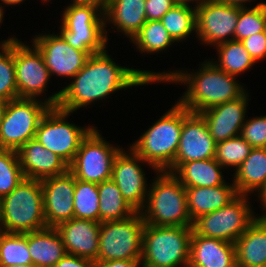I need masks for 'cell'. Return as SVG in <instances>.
Returning a JSON list of instances; mask_svg holds the SVG:
<instances>
[{"instance_id": "obj_7", "label": "cell", "mask_w": 266, "mask_h": 267, "mask_svg": "<svg viewBox=\"0 0 266 267\" xmlns=\"http://www.w3.org/2000/svg\"><path fill=\"white\" fill-rule=\"evenodd\" d=\"M59 34L73 48L96 54L108 48L104 13L93 5L71 1L61 15Z\"/></svg>"}, {"instance_id": "obj_36", "label": "cell", "mask_w": 266, "mask_h": 267, "mask_svg": "<svg viewBox=\"0 0 266 267\" xmlns=\"http://www.w3.org/2000/svg\"><path fill=\"white\" fill-rule=\"evenodd\" d=\"M253 147L241 136L233 137L216 145L215 160L224 169L236 171L243 161L249 156Z\"/></svg>"}, {"instance_id": "obj_39", "label": "cell", "mask_w": 266, "mask_h": 267, "mask_svg": "<svg viewBox=\"0 0 266 267\" xmlns=\"http://www.w3.org/2000/svg\"><path fill=\"white\" fill-rule=\"evenodd\" d=\"M240 136L253 148H266V115L246 119Z\"/></svg>"}, {"instance_id": "obj_40", "label": "cell", "mask_w": 266, "mask_h": 267, "mask_svg": "<svg viewBox=\"0 0 266 267\" xmlns=\"http://www.w3.org/2000/svg\"><path fill=\"white\" fill-rule=\"evenodd\" d=\"M251 58L257 62L266 58V33L265 31L251 35L241 41Z\"/></svg>"}, {"instance_id": "obj_11", "label": "cell", "mask_w": 266, "mask_h": 267, "mask_svg": "<svg viewBox=\"0 0 266 267\" xmlns=\"http://www.w3.org/2000/svg\"><path fill=\"white\" fill-rule=\"evenodd\" d=\"M51 107L40 97L8 101L0 129V149L18 151L34 139L41 119Z\"/></svg>"}, {"instance_id": "obj_47", "label": "cell", "mask_w": 266, "mask_h": 267, "mask_svg": "<svg viewBox=\"0 0 266 267\" xmlns=\"http://www.w3.org/2000/svg\"><path fill=\"white\" fill-rule=\"evenodd\" d=\"M26 0H0V11L4 14V7L5 6H14V5H20ZM3 4V5H2Z\"/></svg>"}, {"instance_id": "obj_26", "label": "cell", "mask_w": 266, "mask_h": 267, "mask_svg": "<svg viewBox=\"0 0 266 267\" xmlns=\"http://www.w3.org/2000/svg\"><path fill=\"white\" fill-rule=\"evenodd\" d=\"M28 249L35 267H53L67 254L61 235L54 227L29 232Z\"/></svg>"}, {"instance_id": "obj_17", "label": "cell", "mask_w": 266, "mask_h": 267, "mask_svg": "<svg viewBox=\"0 0 266 267\" xmlns=\"http://www.w3.org/2000/svg\"><path fill=\"white\" fill-rule=\"evenodd\" d=\"M216 145L204 118L199 113L190 112L183 119L179 146L173 162V173L183 163L215 158Z\"/></svg>"}, {"instance_id": "obj_44", "label": "cell", "mask_w": 266, "mask_h": 267, "mask_svg": "<svg viewBox=\"0 0 266 267\" xmlns=\"http://www.w3.org/2000/svg\"><path fill=\"white\" fill-rule=\"evenodd\" d=\"M79 5H93L96 6L103 13L107 10L111 0H71Z\"/></svg>"}, {"instance_id": "obj_5", "label": "cell", "mask_w": 266, "mask_h": 267, "mask_svg": "<svg viewBox=\"0 0 266 267\" xmlns=\"http://www.w3.org/2000/svg\"><path fill=\"white\" fill-rule=\"evenodd\" d=\"M1 227L5 233H29L47 228L41 180L24 178L0 199Z\"/></svg>"}, {"instance_id": "obj_6", "label": "cell", "mask_w": 266, "mask_h": 267, "mask_svg": "<svg viewBox=\"0 0 266 267\" xmlns=\"http://www.w3.org/2000/svg\"><path fill=\"white\" fill-rule=\"evenodd\" d=\"M193 226L145 224L141 267H187Z\"/></svg>"}, {"instance_id": "obj_35", "label": "cell", "mask_w": 266, "mask_h": 267, "mask_svg": "<svg viewBox=\"0 0 266 267\" xmlns=\"http://www.w3.org/2000/svg\"><path fill=\"white\" fill-rule=\"evenodd\" d=\"M74 218L100 223L98 184L75 179Z\"/></svg>"}, {"instance_id": "obj_13", "label": "cell", "mask_w": 266, "mask_h": 267, "mask_svg": "<svg viewBox=\"0 0 266 267\" xmlns=\"http://www.w3.org/2000/svg\"><path fill=\"white\" fill-rule=\"evenodd\" d=\"M110 143L96 126L88 133L69 165L75 179L96 184L111 179L115 156L122 147Z\"/></svg>"}, {"instance_id": "obj_42", "label": "cell", "mask_w": 266, "mask_h": 267, "mask_svg": "<svg viewBox=\"0 0 266 267\" xmlns=\"http://www.w3.org/2000/svg\"><path fill=\"white\" fill-rule=\"evenodd\" d=\"M96 262L84 257L66 254L53 267H95Z\"/></svg>"}, {"instance_id": "obj_29", "label": "cell", "mask_w": 266, "mask_h": 267, "mask_svg": "<svg viewBox=\"0 0 266 267\" xmlns=\"http://www.w3.org/2000/svg\"><path fill=\"white\" fill-rule=\"evenodd\" d=\"M100 223L123 220L137 211L124 199L121 191L112 179L98 184Z\"/></svg>"}, {"instance_id": "obj_37", "label": "cell", "mask_w": 266, "mask_h": 267, "mask_svg": "<svg viewBox=\"0 0 266 267\" xmlns=\"http://www.w3.org/2000/svg\"><path fill=\"white\" fill-rule=\"evenodd\" d=\"M266 22V3L259 2L253 7H244L239 11L234 32V40L242 41L259 32H263Z\"/></svg>"}, {"instance_id": "obj_22", "label": "cell", "mask_w": 266, "mask_h": 267, "mask_svg": "<svg viewBox=\"0 0 266 267\" xmlns=\"http://www.w3.org/2000/svg\"><path fill=\"white\" fill-rule=\"evenodd\" d=\"M189 267H237L235 244L198 235L190 240Z\"/></svg>"}, {"instance_id": "obj_38", "label": "cell", "mask_w": 266, "mask_h": 267, "mask_svg": "<svg viewBox=\"0 0 266 267\" xmlns=\"http://www.w3.org/2000/svg\"><path fill=\"white\" fill-rule=\"evenodd\" d=\"M24 178L17 151L0 149V199L15 189Z\"/></svg>"}, {"instance_id": "obj_48", "label": "cell", "mask_w": 266, "mask_h": 267, "mask_svg": "<svg viewBox=\"0 0 266 267\" xmlns=\"http://www.w3.org/2000/svg\"><path fill=\"white\" fill-rule=\"evenodd\" d=\"M204 1L205 0H175L176 4L189 5V6L193 5V7L195 8L199 7Z\"/></svg>"}, {"instance_id": "obj_32", "label": "cell", "mask_w": 266, "mask_h": 267, "mask_svg": "<svg viewBox=\"0 0 266 267\" xmlns=\"http://www.w3.org/2000/svg\"><path fill=\"white\" fill-rule=\"evenodd\" d=\"M160 21L177 44H183L190 35L196 34V8L193 6L176 4Z\"/></svg>"}, {"instance_id": "obj_15", "label": "cell", "mask_w": 266, "mask_h": 267, "mask_svg": "<svg viewBox=\"0 0 266 267\" xmlns=\"http://www.w3.org/2000/svg\"><path fill=\"white\" fill-rule=\"evenodd\" d=\"M242 7L205 0L196 8V39L204 46H216L234 40Z\"/></svg>"}, {"instance_id": "obj_27", "label": "cell", "mask_w": 266, "mask_h": 267, "mask_svg": "<svg viewBox=\"0 0 266 267\" xmlns=\"http://www.w3.org/2000/svg\"><path fill=\"white\" fill-rule=\"evenodd\" d=\"M224 168L215 158L183 163L173 174L184 187H214L224 184Z\"/></svg>"}, {"instance_id": "obj_20", "label": "cell", "mask_w": 266, "mask_h": 267, "mask_svg": "<svg viewBox=\"0 0 266 267\" xmlns=\"http://www.w3.org/2000/svg\"><path fill=\"white\" fill-rule=\"evenodd\" d=\"M101 223L72 218L62 222L58 230L67 254L84 257L95 261L99 251V234Z\"/></svg>"}, {"instance_id": "obj_8", "label": "cell", "mask_w": 266, "mask_h": 267, "mask_svg": "<svg viewBox=\"0 0 266 267\" xmlns=\"http://www.w3.org/2000/svg\"><path fill=\"white\" fill-rule=\"evenodd\" d=\"M144 226L141 212L127 219L101 222L99 251L95 262L141 260Z\"/></svg>"}, {"instance_id": "obj_33", "label": "cell", "mask_w": 266, "mask_h": 267, "mask_svg": "<svg viewBox=\"0 0 266 267\" xmlns=\"http://www.w3.org/2000/svg\"><path fill=\"white\" fill-rule=\"evenodd\" d=\"M33 265L28 249V233H0V267Z\"/></svg>"}, {"instance_id": "obj_41", "label": "cell", "mask_w": 266, "mask_h": 267, "mask_svg": "<svg viewBox=\"0 0 266 267\" xmlns=\"http://www.w3.org/2000/svg\"><path fill=\"white\" fill-rule=\"evenodd\" d=\"M176 5L175 0H146V20H161L164 14Z\"/></svg>"}, {"instance_id": "obj_21", "label": "cell", "mask_w": 266, "mask_h": 267, "mask_svg": "<svg viewBox=\"0 0 266 267\" xmlns=\"http://www.w3.org/2000/svg\"><path fill=\"white\" fill-rule=\"evenodd\" d=\"M17 153L23 175L27 179L43 180L63 175L69 170L64 160L35 138L26 142Z\"/></svg>"}, {"instance_id": "obj_18", "label": "cell", "mask_w": 266, "mask_h": 267, "mask_svg": "<svg viewBox=\"0 0 266 267\" xmlns=\"http://www.w3.org/2000/svg\"><path fill=\"white\" fill-rule=\"evenodd\" d=\"M41 185L47 227L56 228L62 222L74 218L75 176L68 170L63 175L41 180Z\"/></svg>"}, {"instance_id": "obj_19", "label": "cell", "mask_w": 266, "mask_h": 267, "mask_svg": "<svg viewBox=\"0 0 266 267\" xmlns=\"http://www.w3.org/2000/svg\"><path fill=\"white\" fill-rule=\"evenodd\" d=\"M250 93L248 90L239 98L216 105L199 113L205 120L210 135L216 143L240 136L247 119Z\"/></svg>"}, {"instance_id": "obj_45", "label": "cell", "mask_w": 266, "mask_h": 267, "mask_svg": "<svg viewBox=\"0 0 266 267\" xmlns=\"http://www.w3.org/2000/svg\"><path fill=\"white\" fill-rule=\"evenodd\" d=\"M256 193L258 195L257 198L260 201L259 203L261 204L260 208H262L263 211L262 215H266V180Z\"/></svg>"}, {"instance_id": "obj_43", "label": "cell", "mask_w": 266, "mask_h": 267, "mask_svg": "<svg viewBox=\"0 0 266 267\" xmlns=\"http://www.w3.org/2000/svg\"><path fill=\"white\" fill-rule=\"evenodd\" d=\"M95 267H141V260H109L96 262Z\"/></svg>"}, {"instance_id": "obj_25", "label": "cell", "mask_w": 266, "mask_h": 267, "mask_svg": "<svg viewBox=\"0 0 266 267\" xmlns=\"http://www.w3.org/2000/svg\"><path fill=\"white\" fill-rule=\"evenodd\" d=\"M187 210L194 222L200 216L226 206L237 195L233 180L214 187H185Z\"/></svg>"}, {"instance_id": "obj_51", "label": "cell", "mask_w": 266, "mask_h": 267, "mask_svg": "<svg viewBox=\"0 0 266 267\" xmlns=\"http://www.w3.org/2000/svg\"><path fill=\"white\" fill-rule=\"evenodd\" d=\"M3 20H4V14L0 11V24H2Z\"/></svg>"}, {"instance_id": "obj_1", "label": "cell", "mask_w": 266, "mask_h": 267, "mask_svg": "<svg viewBox=\"0 0 266 267\" xmlns=\"http://www.w3.org/2000/svg\"><path fill=\"white\" fill-rule=\"evenodd\" d=\"M107 48L92 54L83 68L62 87L58 108L74 114L80 108L104 101L123 89L159 83V71L121 66ZM104 99V100H103Z\"/></svg>"}, {"instance_id": "obj_34", "label": "cell", "mask_w": 266, "mask_h": 267, "mask_svg": "<svg viewBox=\"0 0 266 267\" xmlns=\"http://www.w3.org/2000/svg\"><path fill=\"white\" fill-rule=\"evenodd\" d=\"M18 98L14 64V36L0 41V100Z\"/></svg>"}, {"instance_id": "obj_10", "label": "cell", "mask_w": 266, "mask_h": 267, "mask_svg": "<svg viewBox=\"0 0 266 267\" xmlns=\"http://www.w3.org/2000/svg\"><path fill=\"white\" fill-rule=\"evenodd\" d=\"M249 195L238 194L226 206L200 216L193 222V230L203 237L235 244L236 240L257 218Z\"/></svg>"}, {"instance_id": "obj_53", "label": "cell", "mask_w": 266, "mask_h": 267, "mask_svg": "<svg viewBox=\"0 0 266 267\" xmlns=\"http://www.w3.org/2000/svg\"><path fill=\"white\" fill-rule=\"evenodd\" d=\"M3 232L2 227H1V220H0V233Z\"/></svg>"}, {"instance_id": "obj_14", "label": "cell", "mask_w": 266, "mask_h": 267, "mask_svg": "<svg viewBox=\"0 0 266 267\" xmlns=\"http://www.w3.org/2000/svg\"><path fill=\"white\" fill-rule=\"evenodd\" d=\"M126 150L122 148L115 156L111 179L116 183L124 199L140 212L146 203L150 186L143 166L147 164L155 173L157 170L130 147Z\"/></svg>"}, {"instance_id": "obj_3", "label": "cell", "mask_w": 266, "mask_h": 267, "mask_svg": "<svg viewBox=\"0 0 266 267\" xmlns=\"http://www.w3.org/2000/svg\"><path fill=\"white\" fill-rule=\"evenodd\" d=\"M190 113L178 101L142 133L130 147L157 171L173 173L183 119Z\"/></svg>"}, {"instance_id": "obj_24", "label": "cell", "mask_w": 266, "mask_h": 267, "mask_svg": "<svg viewBox=\"0 0 266 267\" xmlns=\"http://www.w3.org/2000/svg\"><path fill=\"white\" fill-rule=\"evenodd\" d=\"M237 267L266 266V215H259L236 240Z\"/></svg>"}, {"instance_id": "obj_28", "label": "cell", "mask_w": 266, "mask_h": 267, "mask_svg": "<svg viewBox=\"0 0 266 267\" xmlns=\"http://www.w3.org/2000/svg\"><path fill=\"white\" fill-rule=\"evenodd\" d=\"M231 176L238 194H255L266 180V148H253Z\"/></svg>"}, {"instance_id": "obj_23", "label": "cell", "mask_w": 266, "mask_h": 267, "mask_svg": "<svg viewBox=\"0 0 266 267\" xmlns=\"http://www.w3.org/2000/svg\"><path fill=\"white\" fill-rule=\"evenodd\" d=\"M146 0H111L104 12L105 33L108 42V25L112 31L123 34L131 40L138 34L141 27L147 22L145 11Z\"/></svg>"}, {"instance_id": "obj_46", "label": "cell", "mask_w": 266, "mask_h": 267, "mask_svg": "<svg viewBox=\"0 0 266 267\" xmlns=\"http://www.w3.org/2000/svg\"><path fill=\"white\" fill-rule=\"evenodd\" d=\"M214 1L229 4V5L239 6L242 8L247 7L248 2L250 3L249 6L252 5L251 2H253V0H214Z\"/></svg>"}, {"instance_id": "obj_16", "label": "cell", "mask_w": 266, "mask_h": 267, "mask_svg": "<svg viewBox=\"0 0 266 267\" xmlns=\"http://www.w3.org/2000/svg\"><path fill=\"white\" fill-rule=\"evenodd\" d=\"M43 32L35 35L30 43L43 55L50 76L72 79L92 54L73 48L57 32Z\"/></svg>"}, {"instance_id": "obj_4", "label": "cell", "mask_w": 266, "mask_h": 267, "mask_svg": "<svg viewBox=\"0 0 266 267\" xmlns=\"http://www.w3.org/2000/svg\"><path fill=\"white\" fill-rule=\"evenodd\" d=\"M145 224L193 226L187 210L186 189L171 172L157 171L150 182L146 203L140 211Z\"/></svg>"}, {"instance_id": "obj_2", "label": "cell", "mask_w": 266, "mask_h": 267, "mask_svg": "<svg viewBox=\"0 0 266 267\" xmlns=\"http://www.w3.org/2000/svg\"><path fill=\"white\" fill-rule=\"evenodd\" d=\"M161 82L186 86L177 101L192 113L235 100L247 91V86L240 84L242 82L236 76L222 71L210 59L199 63L198 71L181 68L159 72Z\"/></svg>"}, {"instance_id": "obj_52", "label": "cell", "mask_w": 266, "mask_h": 267, "mask_svg": "<svg viewBox=\"0 0 266 267\" xmlns=\"http://www.w3.org/2000/svg\"><path fill=\"white\" fill-rule=\"evenodd\" d=\"M49 1L51 2V0H42L43 5H44V3L46 4V3H48Z\"/></svg>"}, {"instance_id": "obj_31", "label": "cell", "mask_w": 266, "mask_h": 267, "mask_svg": "<svg viewBox=\"0 0 266 267\" xmlns=\"http://www.w3.org/2000/svg\"><path fill=\"white\" fill-rule=\"evenodd\" d=\"M131 43L141 54L150 55L163 53L177 44L160 20L147 21Z\"/></svg>"}, {"instance_id": "obj_30", "label": "cell", "mask_w": 266, "mask_h": 267, "mask_svg": "<svg viewBox=\"0 0 266 267\" xmlns=\"http://www.w3.org/2000/svg\"><path fill=\"white\" fill-rule=\"evenodd\" d=\"M217 59H210L219 69L230 75L239 77L242 73L252 69L256 64L243 43L230 40L215 46Z\"/></svg>"}, {"instance_id": "obj_12", "label": "cell", "mask_w": 266, "mask_h": 267, "mask_svg": "<svg viewBox=\"0 0 266 267\" xmlns=\"http://www.w3.org/2000/svg\"><path fill=\"white\" fill-rule=\"evenodd\" d=\"M72 113L51 107L41 119L35 139L70 165L82 140L95 127L76 125L68 121Z\"/></svg>"}, {"instance_id": "obj_9", "label": "cell", "mask_w": 266, "mask_h": 267, "mask_svg": "<svg viewBox=\"0 0 266 267\" xmlns=\"http://www.w3.org/2000/svg\"><path fill=\"white\" fill-rule=\"evenodd\" d=\"M31 45L29 46L27 42L25 44L14 36V64L18 98L38 99L40 95L45 94L42 100L52 107H57L61 90L46 98L48 84L52 79L43 55L33 43Z\"/></svg>"}, {"instance_id": "obj_49", "label": "cell", "mask_w": 266, "mask_h": 267, "mask_svg": "<svg viewBox=\"0 0 266 267\" xmlns=\"http://www.w3.org/2000/svg\"><path fill=\"white\" fill-rule=\"evenodd\" d=\"M6 105H7V101H1L0 100V129H1L3 117H4V114H5Z\"/></svg>"}, {"instance_id": "obj_50", "label": "cell", "mask_w": 266, "mask_h": 267, "mask_svg": "<svg viewBox=\"0 0 266 267\" xmlns=\"http://www.w3.org/2000/svg\"><path fill=\"white\" fill-rule=\"evenodd\" d=\"M7 267H35L33 265H12V266H7Z\"/></svg>"}]
</instances>
